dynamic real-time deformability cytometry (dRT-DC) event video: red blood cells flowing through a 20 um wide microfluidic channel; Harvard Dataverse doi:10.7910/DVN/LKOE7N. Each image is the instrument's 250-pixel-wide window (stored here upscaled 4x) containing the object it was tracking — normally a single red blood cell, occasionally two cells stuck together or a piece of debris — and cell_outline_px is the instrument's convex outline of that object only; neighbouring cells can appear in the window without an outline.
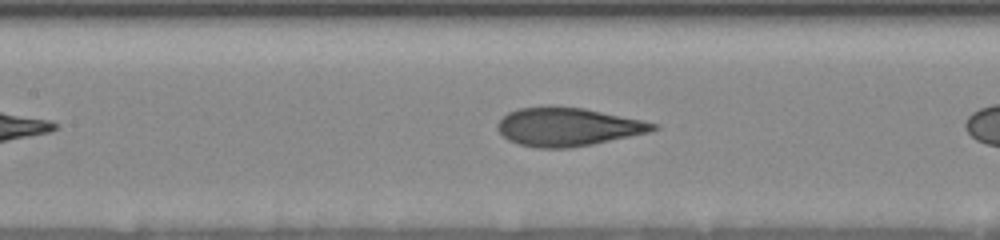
{"species": "human", "species_latin": "Homo sapiens", "temperature_condition": "room temperature", "stored_images_in_passage": 10, "camera_frame_rate_fps": 3000, "um_per_image_px": 0.085, "donor": {"sex": "female"}, "frame": {"image": 1, "passage_image": 9, "time_ms": 3.667, "image_size_px": [1000, 240], "cell_outline_px": [[660, 128], [648, 132], [592, 144], [568, 148], [536, 148], [520, 144], [508, 140], [496, 128], [496, 124], [508, 112], [520, 108], [544, 104], [556, 104], [584, 108], [660, 124]], "centroid_in_image_um": [48.22, 10.75], "position_along_channel_um": 159.2, "area_um2": 35.14}}